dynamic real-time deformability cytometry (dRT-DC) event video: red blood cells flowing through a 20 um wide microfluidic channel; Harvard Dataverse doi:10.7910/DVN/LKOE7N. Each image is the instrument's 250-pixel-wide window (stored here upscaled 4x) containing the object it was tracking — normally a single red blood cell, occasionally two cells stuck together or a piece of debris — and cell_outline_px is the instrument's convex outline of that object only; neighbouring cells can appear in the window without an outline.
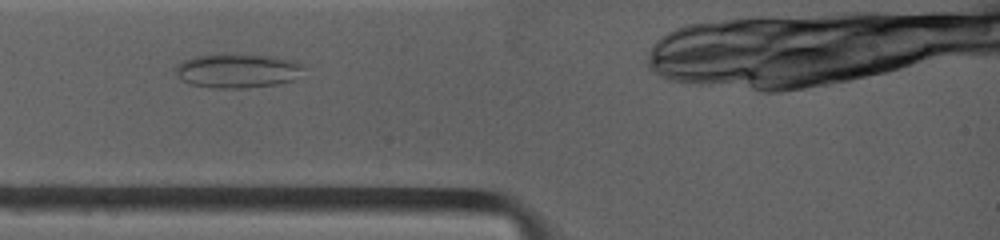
{"species": "common noctule bat (a hibernating species)", "species_latin": "Nyctalus noctula", "temperature_condition": "warm", "stored_images_in_passage": 4, "camera_frame_rate_fps": 4500, "um_per_image_px": 0.085, "animal": {"sex": "female", "body_mass_g": 19.0, "forearm_length_mm": 53.3}, "frame": {"image": 1, "passage_image": 2, "time_ms": 1.111, "image_size_px": [1000, 240], "cell_outline_px": [[308, 64], [292, 80], [276, 84], [244, 88], [212, 88], [192, 84], [184, 80], [176, 72], [176, 68], [180, 64], [188, 60], [200, 56], [276, 56]], "centroid_in_image_um": [20.29, 6.04], "position_along_channel_um": 64.7, "area_um2": 24.45}}
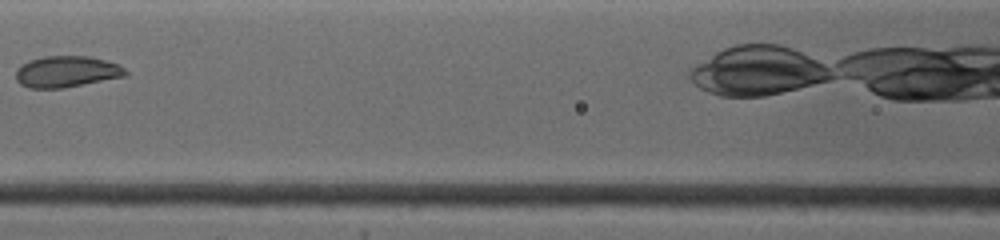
{"frame": {"image": 2, "passage_image": 4, "time_ms": 3.556, "image_size_px": [1000, 240], "cell_outline_px": [[128, 72], [124, 76], [64, 88], [28, 88], [20, 84], [16, 80], [16, 72], [24, 64], [32, 60], [48, 56], [88, 56], [104, 60], [116, 64], [124, 68]], "centroid_in_image_um": [5.66, 6.1], "position_along_channel_um": 160.9, "area_um2": 19.59}}